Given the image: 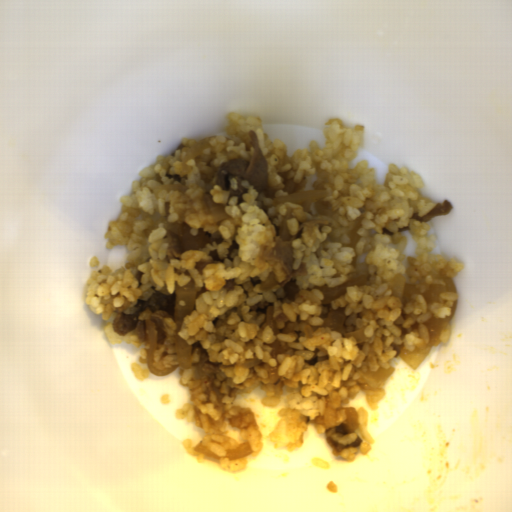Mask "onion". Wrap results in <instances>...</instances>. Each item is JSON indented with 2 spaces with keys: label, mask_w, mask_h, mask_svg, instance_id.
Masks as SVG:
<instances>
[{
  "label": "onion",
  "mask_w": 512,
  "mask_h": 512,
  "mask_svg": "<svg viewBox=\"0 0 512 512\" xmlns=\"http://www.w3.org/2000/svg\"><path fill=\"white\" fill-rule=\"evenodd\" d=\"M199 289H196L194 278L188 282L186 286H179L175 281V295H174V321L177 325V330L174 331L175 348L178 360V382L183 385L182 378L184 371L192 368V345H188L187 341L179 336L183 321L186 316H191L195 310L196 296Z\"/></svg>",
  "instance_id": "06740285"
},
{
  "label": "onion",
  "mask_w": 512,
  "mask_h": 512,
  "mask_svg": "<svg viewBox=\"0 0 512 512\" xmlns=\"http://www.w3.org/2000/svg\"><path fill=\"white\" fill-rule=\"evenodd\" d=\"M293 213V208L287 207L286 214L280 223L279 236H273L275 246L267 249L263 254L264 259L276 260L288 271L289 274L282 286L292 277L309 276L307 262H302L298 269H293L295 259L292 241L294 236L291 235L287 224V220L292 219Z\"/></svg>",
  "instance_id": "6bf65262"
},
{
  "label": "onion",
  "mask_w": 512,
  "mask_h": 512,
  "mask_svg": "<svg viewBox=\"0 0 512 512\" xmlns=\"http://www.w3.org/2000/svg\"><path fill=\"white\" fill-rule=\"evenodd\" d=\"M458 300L454 301V305L451 307V311L449 315H445V318H437L432 314V317L428 322L422 323L426 325L427 330L430 335L429 343H427L426 348L418 349L415 347L414 351H407L403 348L397 353L398 357L406 363L413 371L418 369L425 358L428 356L432 347H437L441 342L439 337L442 329L446 324H449L454 314L457 310Z\"/></svg>",
  "instance_id": "55239325"
},
{
  "label": "onion",
  "mask_w": 512,
  "mask_h": 512,
  "mask_svg": "<svg viewBox=\"0 0 512 512\" xmlns=\"http://www.w3.org/2000/svg\"><path fill=\"white\" fill-rule=\"evenodd\" d=\"M347 318L348 316H346V306L343 308L339 307L337 310H333L330 307L327 318H322V327H329L331 330H336L341 334L342 338L348 339L349 337H355L357 344L370 341V338H366L365 336V329L367 326L363 325L359 330L346 332L344 323Z\"/></svg>",
  "instance_id": "23ac38db"
},
{
  "label": "onion",
  "mask_w": 512,
  "mask_h": 512,
  "mask_svg": "<svg viewBox=\"0 0 512 512\" xmlns=\"http://www.w3.org/2000/svg\"><path fill=\"white\" fill-rule=\"evenodd\" d=\"M145 325V346L149 345V350H147L146 355V366L150 372L155 376H167L170 373L177 370L178 365H172V367H165L160 370L153 366L154 361V350H157L158 347V329L155 323L150 320H144Z\"/></svg>",
  "instance_id": "2ce2d468"
},
{
  "label": "onion",
  "mask_w": 512,
  "mask_h": 512,
  "mask_svg": "<svg viewBox=\"0 0 512 512\" xmlns=\"http://www.w3.org/2000/svg\"><path fill=\"white\" fill-rule=\"evenodd\" d=\"M327 196V190L301 189L296 190L289 195L272 198V205L275 207L279 204L295 203L302 205V212L308 213V210L312 203L318 202L317 200L319 198H326Z\"/></svg>",
  "instance_id": "275d332c"
},
{
  "label": "onion",
  "mask_w": 512,
  "mask_h": 512,
  "mask_svg": "<svg viewBox=\"0 0 512 512\" xmlns=\"http://www.w3.org/2000/svg\"><path fill=\"white\" fill-rule=\"evenodd\" d=\"M407 278L403 274L396 275L388 283V290H392L393 294L391 297H398L401 299L402 308L412 301L411 297L413 294H420L419 287L416 284H406Z\"/></svg>",
  "instance_id": "25a0d678"
},
{
  "label": "onion",
  "mask_w": 512,
  "mask_h": 512,
  "mask_svg": "<svg viewBox=\"0 0 512 512\" xmlns=\"http://www.w3.org/2000/svg\"><path fill=\"white\" fill-rule=\"evenodd\" d=\"M367 283V276L364 274L355 278H348L343 284L334 288H329L328 285L323 287H315L313 289H320L324 294V299L321 301L323 304H331V301L337 300L342 295H345L349 286H362Z\"/></svg>",
  "instance_id": "bf0cefb9"
},
{
  "label": "onion",
  "mask_w": 512,
  "mask_h": 512,
  "mask_svg": "<svg viewBox=\"0 0 512 512\" xmlns=\"http://www.w3.org/2000/svg\"><path fill=\"white\" fill-rule=\"evenodd\" d=\"M433 280H443L445 286L443 284H432L429 290L423 295L426 301V304L433 305L434 303H440L439 296L441 293H456L457 289L455 282L452 278L448 276L441 275H433Z\"/></svg>",
  "instance_id": "9b606d95"
},
{
  "label": "onion",
  "mask_w": 512,
  "mask_h": 512,
  "mask_svg": "<svg viewBox=\"0 0 512 512\" xmlns=\"http://www.w3.org/2000/svg\"><path fill=\"white\" fill-rule=\"evenodd\" d=\"M204 199L211 212V215L217 223L223 220L233 219L226 212V204L214 203L212 194H204Z\"/></svg>",
  "instance_id": "997b7004"
},
{
  "label": "onion",
  "mask_w": 512,
  "mask_h": 512,
  "mask_svg": "<svg viewBox=\"0 0 512 512\" xmlns=\"http://www.w3.org/2000/svg\"><path fill=\"white\" fill-rule=\"evenodd\" d=\"M213 147L211 146L207 141L198 145L193 146L188 150V152L185 154L182 160V168L180 170L179 176L180 178L190 172H192L193 168L192 166L188 165L187 162L190 161L192 158H194L199 153L203 152L204 150Z\"/></svg>",
  "instance_id": "f3f465da"
},
{
  "label": "onion",
  "mask_w": 512,
  "mask_h": 512,
  "mask_svg": "<svg viewBox=\"0 0 512 512\" xmlns=\"http://www.w3.org/2000/svg\"><path fill=\"white\" fill-rule=\"evenodd\" d=\"M226 452H227V455H225L222 458H227L230 460V462L238 460V459L246 458V457L250 456L251 454L255 453L252 450L249 441L240 444L237 449H226Z\"/></svg>",
  "instance_id": "cc389a45"
},
{
  "label": "onion",
  "mask_w": 512,
  "mask_h": 512,
  "mask_svg": "<svg viewBox=\"0 0 512 512\" xmlns=\"http://www.w3.org/2000/svg\"><path fill=\"white\" fill-rule=\"evenodd\" d=\"M344 409L346 411V419L342 423L346 424L349 427L351 433H354L355 431L358 430L360 426V417L357 412V409L355 407L350 406L344 407Z\"/></svg>",
  "instance_id": "3915bf70"
},
{
  "label": "onion",
  "mask_w": 512,
  "mask_h": 512,
  "mask_svg": "<svg viewBox=\"0 0 512 512\" xmlns=\"http://www.w3.org/2000/svg\"><path fill=\"white\" fill-rule=\"evenodd\" d=\"M365 216V212H361L360 215L354 219V223H355V226L354 228L349 232L347 233L351 242L350 244H342L341 247H350V248H355L357 242L360 240V238L362 236L359 235L358 231L360 228H363L362 224H361V221L363 219V217Z\"/></svg>",
  "instance_id": "ee1d8579"
},
{
  "label": "onion",
  "mask_w": 512,
  "mask_h": 512,
  "mask_svg": "<svg viewBox=\"0 0 512 512\" xmlns=\"http://www.w3.org/2000/svg\"><path fill=\"white\" fill-rule=\"evenodd\" d=\"M187 189H189L188 186L182 184H160L155 188L154 194L158 199V195L162 191H178L184 194Z\"/></svg>",
  "instance_id": "60c69518"
},
{
  "label": "onion",
  "mask_w": 512,
  "mask_h": 512,
  "mask_svg": "<svg viewBox=\"0 0 512 512\" xmlns=\"http://www.w3.org/2000/svg\"><path fill=\"white\" fill-rule=\"evenodd\" d=\"M395 367L391 365L390 368L384 369L383 367H379L376 372H372L371 377L375 379V381L382 380L383 383H385L388 378L394 373Z\"/></svg>",
  "instance_id": "40cbb3a5"
},
{
  "label": "onion",
  "mask_w": 512,
  "mask_h": 512,
  "mask_svg": "<svg viewBox=\"0 0 512 512\" xmlns=\"http://www.w3.org/2000/svg\"><path fill=\"white\" fill-rule=\"evenodd\" d=\"M275 284H279L275 276L274 271H270L267 276L263 279L259 290L268 292Z\"/></svg>",
  "instance_id": "41535ca5"
},
{
  "label": "onion",
  "mask_w": 512,
  "mask_h": 512,
  "mask_svg": "<svg viewBox=\"0 0 512 512\" xmlns=\"http://www.w3.org/2000/svg\"><path fill=\"white\" fill-rule=\"evenodd\" d=\"M193 451L204 454L206 457H211L216 460H221V457L215 454L213 451L209 449L208 446L203 445V440H200L197 445L194 447Z\"/></svg>",
  "instance_id": "0b279917"
},
{
  "label": "onion",
  "mask_w": 512,
  "mask_h": 512,
  "mask_svg": "<svg viewBox=\"0 0 512 512\" xmlns=\"http://www.w3.org/2000/svg\"><path fill=\"white\" fill-rule=\"evenodd\" d=\"M260 363H263L261 362L259 359H257L255 357V359H246L244 363L240 364L243 368H250V367H253L255 365H258Z\"/></svg>",
  "instance_id": "e8b5be8e"
}]
</instances>
